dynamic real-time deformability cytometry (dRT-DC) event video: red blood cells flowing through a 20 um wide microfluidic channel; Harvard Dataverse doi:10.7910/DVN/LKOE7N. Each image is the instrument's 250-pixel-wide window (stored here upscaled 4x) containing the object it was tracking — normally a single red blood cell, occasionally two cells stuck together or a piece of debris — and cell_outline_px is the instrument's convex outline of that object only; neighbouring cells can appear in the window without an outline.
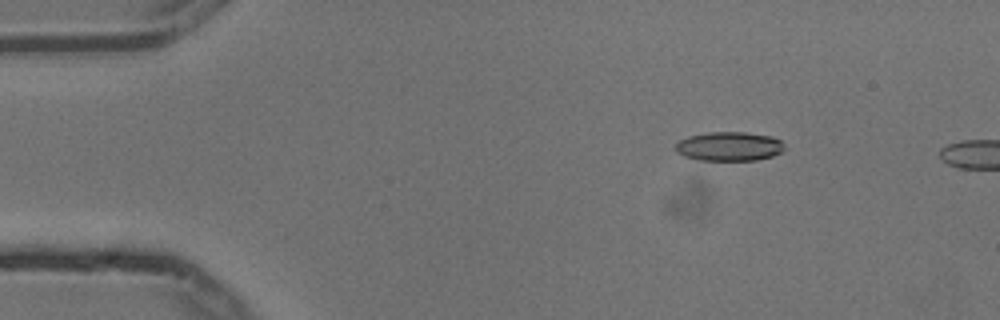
{"species": "common noctule bat (a hibernating species)", "species_latin": "Nyctalus noctula", "temperature_condition": "cold", "stored_images_in_passage": 2, "camera_frame_rate_fps": 3000, "um_per_image_px": 0.085, "animal": {"sex": "male", "body_mass_g": 13.3}, "frame": {"image": 1, "passage_image": 1, "time_ms": 0.0, "image_size_px": [1000, 320], "cell_outline_px": [[784, 152], [772, 156], [756, 160], [700, 160], [684, 156], [676, 152], [676, 144], [680, 140], [688, 136], [712, 132], [744, 132], [772, 136], [780, 140], [784, 144]], "centroid_in_image_um": [62.01, 12.44], "position_along_channel_um": 23.0, "area_um2": 18.5}}